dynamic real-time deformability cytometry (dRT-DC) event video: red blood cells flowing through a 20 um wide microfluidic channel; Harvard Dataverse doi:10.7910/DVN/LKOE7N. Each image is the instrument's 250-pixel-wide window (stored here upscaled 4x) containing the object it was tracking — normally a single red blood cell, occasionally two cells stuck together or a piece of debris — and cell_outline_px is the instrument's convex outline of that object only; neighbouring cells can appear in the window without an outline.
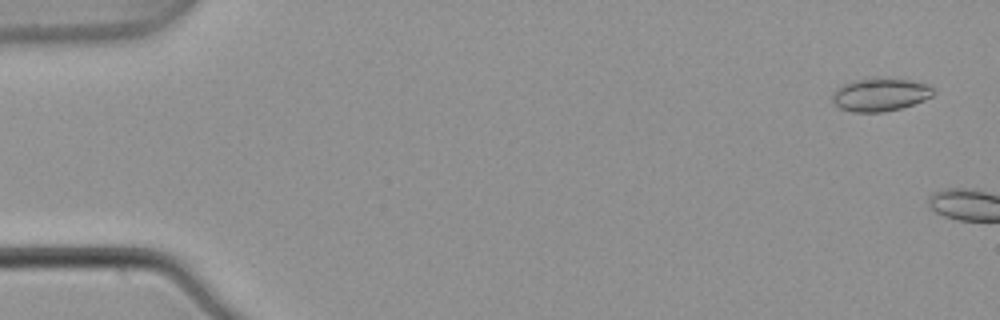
{"species": "common noctule bat (a hibernating species)", "species_latin": "Nyctalus noctula", "temperature_condition": "warm", "stored_images_in_passage": 3, "camera_frame_rate_fps": 3000, "um_per_image_px": 0.085, "animal": {"sex": "male", "body_mass_g": 21.5, "forearm_length_mm": 52.0}, "frame": {"image": 1, "passage_image": 1, "time_ms": 0.0, "image_size_px": [1000, 320], "cell_outline_px": [[936, 92], [932, 96], [924, 100], [900, 108], [884, 112], [856, 112], [840, 108], [832, 100], [832, 92], [844, 84], [856, 80], [876, 76], [908, 80], [928, 84], [936, 88]], "centroid_in_image_um": [74.85, 8.02], "position_along_channel_um": 10.1, "area_um2": 19.65}}